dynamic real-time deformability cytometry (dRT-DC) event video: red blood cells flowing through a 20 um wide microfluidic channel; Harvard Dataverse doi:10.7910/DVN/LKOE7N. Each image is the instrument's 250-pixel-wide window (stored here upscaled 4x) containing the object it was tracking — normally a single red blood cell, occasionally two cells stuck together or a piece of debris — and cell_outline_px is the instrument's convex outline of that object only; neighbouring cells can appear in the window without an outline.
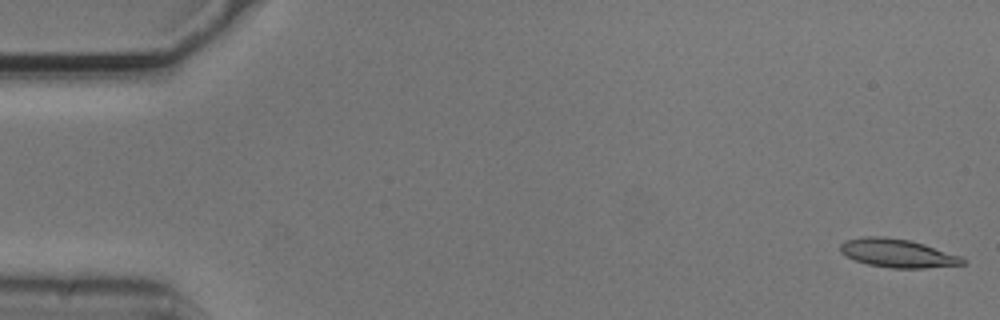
{"species": "common noctule bat (a hibernating species)", "species_latin": "Nyctalus noctula", "temperature_condition": "cold", "stored_images_in_passage": 55, "camera_frame_rate_fps": 3000, "um_per_image_px": 0.085, "animal": {"sex": "male", "body_mass_g": 20.5, "forearm_length_mm": 52.5}, "frame": {"image": 1, "passage_image": 1, "time_ms": 0.0, "image_size_px": [1000, 320], "cell_outline_px": [[968, 260], [964, 264], [924, 268], [892, 268], [868, 264], [856, 260], [840, 252], [840, 244], [844, 240], [864, 236], [884, 236], [912, 240], [960, 256]], "centroid_in_image_um": [76.29, 21.51], "position_along_channel_um": 8.7, "area_um2": 20.29}}
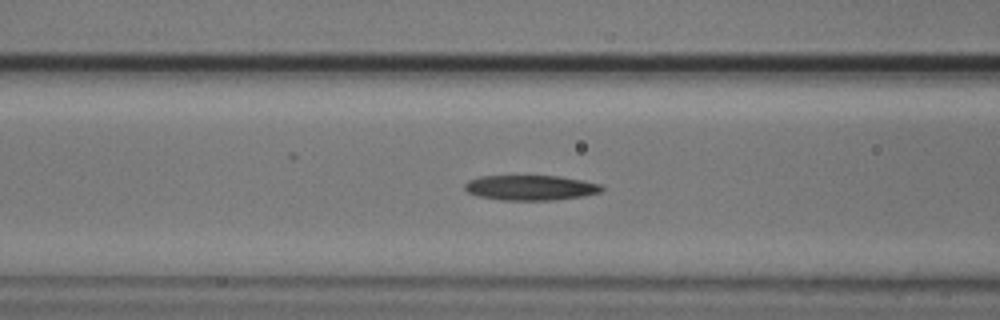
{"frame": {"image": 2, "passage_image": 21, "time_ms": 6.667, "image_size_px": [1000, 320], "cell_outline_px": [[604, 188], [600, 192], [584, 196], [552, 200], [500, 200], [476, 196], [468, 192], [464, 188], [464, 184], [468, 180], [480, 176], [560, 176], [600, 184]], "centroid_in_image_um": [45.06, 15.96], "position_along_channel_um": 121.5, "area_um2": 20.06}}
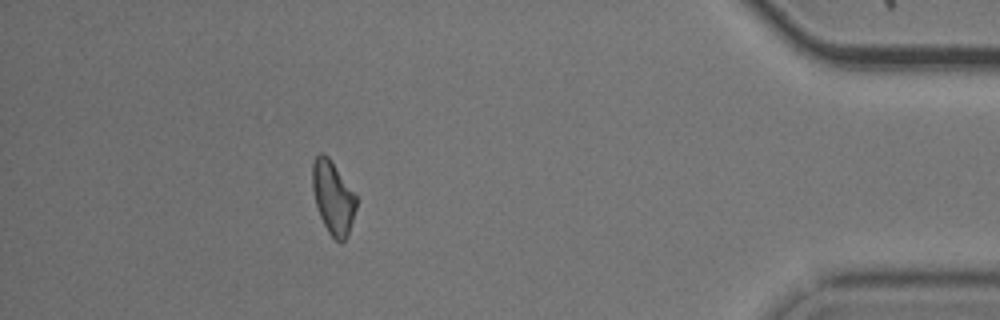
{"frame": {"image": 3, "passage_image": 48, "time_ms": 15.667, "image_size_px": [1000, 320], "cell_outline_px": [[356, 208], [348, 232], [344, 240], [340, 244], [328, 232], [320, 216], [316, 204], [312, 188], [312, 164], [316, 156], [320, 152], [324, 152], [328, 156], [356, 196]], "centroid_in_image_um": [28.28, 16.77], "position_along_channel_um": 406.9, "area_um2": 18.32}, "authors_computed_cell_mechanics": {"area_um2": 19.652, "velocity_mm_per_s": 3.7233, "shape_relaxation_time_tau1_ms": 3.8379, "shape_relaxation_time_tau2_ms": 8.1888, "deformation_change_tau1": 0.1111, "deformation_change_tau2": 0.2029}}